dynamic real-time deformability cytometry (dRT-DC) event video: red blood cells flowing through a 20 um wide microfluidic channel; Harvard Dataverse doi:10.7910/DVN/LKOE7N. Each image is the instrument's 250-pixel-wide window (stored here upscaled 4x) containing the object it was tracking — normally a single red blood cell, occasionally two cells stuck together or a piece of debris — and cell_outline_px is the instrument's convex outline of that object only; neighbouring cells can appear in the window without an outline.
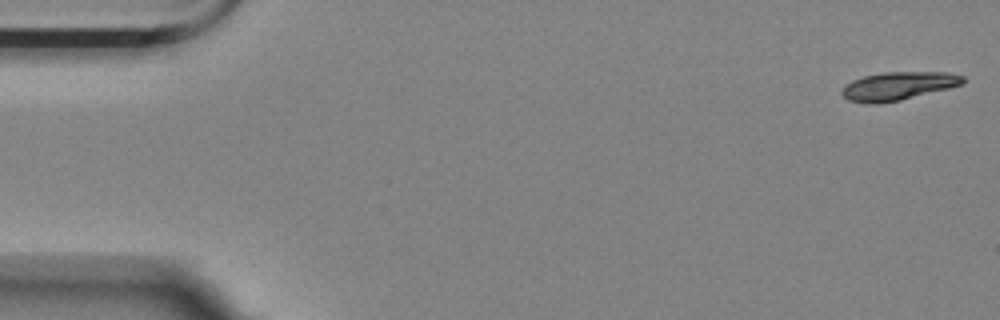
{"species": "Egyptian fruit bat (a non-hibernating species)", "species_latin": "Rousettus aegyptiacus", "temperature_condition": "room temperature", "stored_images_in_passage": 17, "camera_frame_rate_fps": 3000, "um_per_image_px": 0.085, "animal": {"sex": "female"}, "frame": {"image": 1, "passage_image": 1, "time_ms": 0.0, "image_size_px": [1000, 320], "cell_outline_px": [[964, 84], [900, 100], [880, 104], [868, 104], [848, 100], [840, 92], [844, 84], [852, 80], [864, 76], [884, 72], [948, 72], [964, 76]], "centroid_in_image_um": [76.31, 7.31], "position_along_channel_um": 8.7, "area_um2": 20.0}}
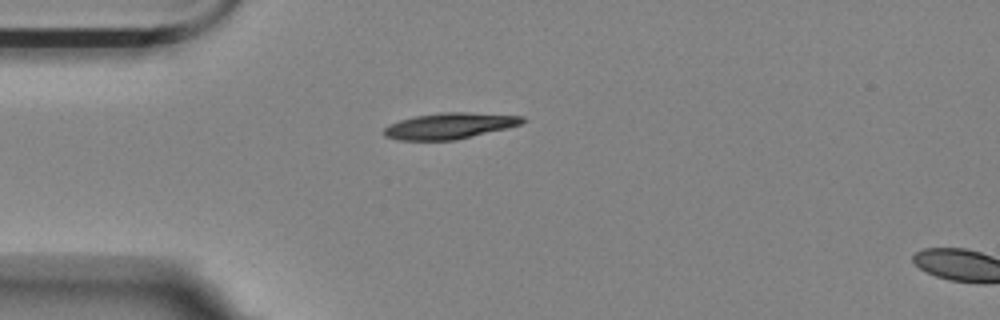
{"frame": {"image": 2, "passage_image": 14, "time_ms": 4.333, "image_size_px": [1000, 320], "cell_outline_px": [[528, 120], [520, 124], [508, 128], [456, 140], [396, 140], [384, 136], [384, 128], [400, 120], [416, 116], [444, 112], [468, 112], [524, 116]], "centroid_in_image_um": [38.26, 10.7], "position_along_channel_um": 46.7, "area_um2": 20.98}}